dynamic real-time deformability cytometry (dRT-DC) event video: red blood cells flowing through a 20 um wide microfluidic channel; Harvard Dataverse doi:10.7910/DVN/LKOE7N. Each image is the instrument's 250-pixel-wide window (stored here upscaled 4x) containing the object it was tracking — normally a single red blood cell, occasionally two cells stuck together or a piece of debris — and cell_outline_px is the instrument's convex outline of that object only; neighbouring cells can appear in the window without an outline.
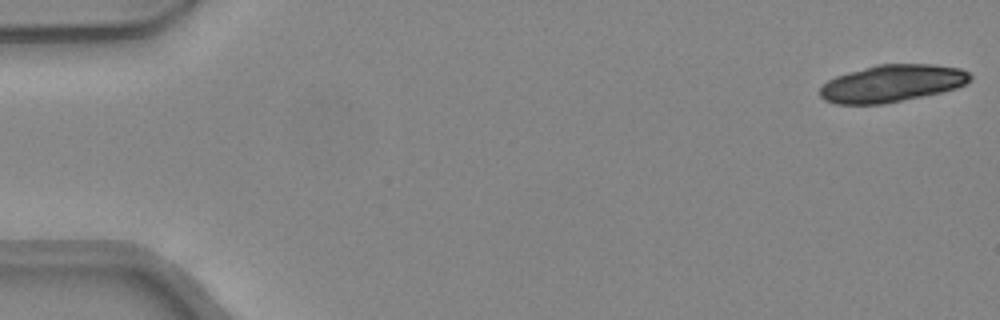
{"species": "common noctule bat (a hibernating species)", "species_latin": "Nyctalus noctula", "temperature_condition": "warm", "stored_images_in_passage": 17, "camera_frame_rate_fps": 3000, "um_per_image_px": 0.085, "animal": {"sex": "female", "body_mass_g": 24.6, "forearm_length_mm": 56.2}, "frame": {"image": 1, "passage_image": 1, "time_ms": 0.0, "image_size_px": [1000, 320], "cell_outline_px": [[972, 80], [956, 88], [940, 92], [884, 104], [836, 104], [824, 100], [820, 96], [820, 88], [828, 80], [836, 76], [848, 72], [876, 64], [932, 64], [960, 68], [968, 72], [972, 76]], "centroid_in_image_um": [75.81, 7.08], "position_along_channel_um": 9.2, "area_um2": 32.54}}